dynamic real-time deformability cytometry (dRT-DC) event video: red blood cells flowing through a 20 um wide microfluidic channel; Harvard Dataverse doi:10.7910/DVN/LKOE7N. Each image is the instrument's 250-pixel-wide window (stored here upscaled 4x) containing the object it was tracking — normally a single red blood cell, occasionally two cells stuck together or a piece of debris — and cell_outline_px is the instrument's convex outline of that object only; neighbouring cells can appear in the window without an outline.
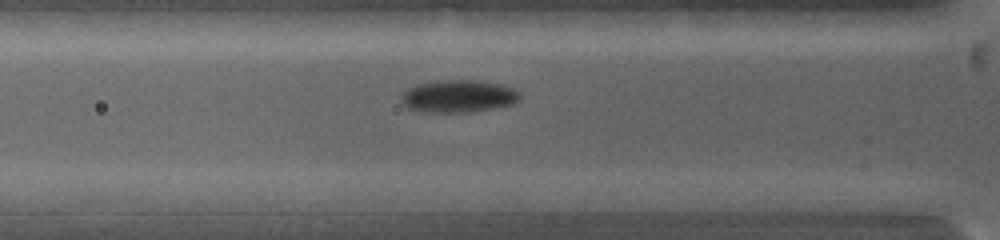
{"species": "common noctule bat (a hibernating species)", "species_latin": "Nyctalus noctula", "temperature_condition": "warm", "stored_images_in_passage": 43, "camera_frame_rate_fps": 5000, "um_per_image_px": 0.085, "animal": {"sex": "female", "body_mass_g": 19.0, "forearm_length_mm": 53.3}, "frame": {"image": 1, "passage_image": 13, "time_ms": 3.2, "image_size_px": [1000, 240], "cell_outline_px": [[520, 100], [516, 104], [468, 112], [420, 112], [404, 108], [400, 100], [400, 96], [408, 88], [416, 84], [440, 80], [472, 80], [504, 84], [520, 92]], "centroid_in_image_um": [38.94, 8.18], "position_along_channel_um": 86.9, "area_um2": 22.83}}
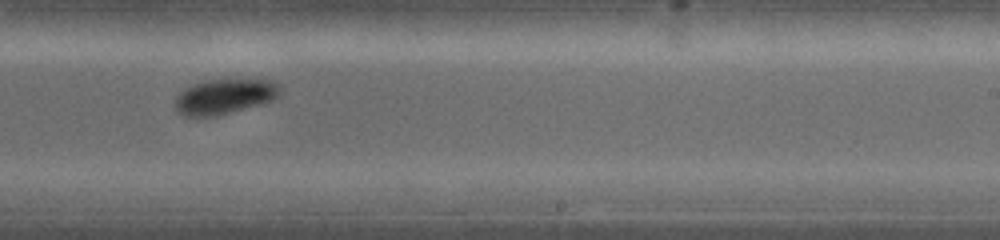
{"frame": {"image": 2, "passage_image": 25, "time_ms": 7.8, "image_size_px": [1000, 240], "cell_outline_px": [[284, 92], [276, 100], [264, 104], [216, 116], [184, 116], [172, 104], [172, 100], [184, 88], [192, 84], [204, 80], [272, 80]], "centroid_in_image_um": [19.1, 8.21], "position_along_channel_um": 269.9, "area_um2": 21.91}}
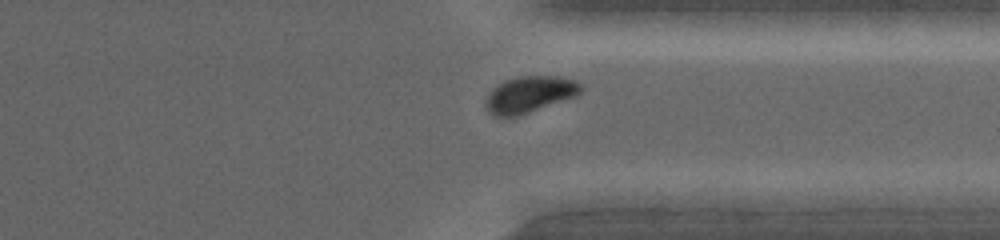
{"frame": {"image": 3, "passage_image": 38, "time_ms": 10.2, "image_size_px": [1000, 240], "cell_outline_px": [[584, 88], [576, 96], [516, 116], [492, 116], [484, 108], [484, 104], [488, 96], [500, 84], [508, 80], [520, 76], [560, 76], [576, 80]], "centroid_in_image_um": [45.04, 8.03], "position_along_channel_um": 366.4, "area_um2": 19.83}, "authors_computed_cell_mechanics": {"area_um2": 20.5768, "velocity_mm_per_s": 3.9978, "shape_relaxation_time_tau1_ms": 2.1531, "shape_relaxation_time_tau2_ms": null, "deformation_change_tau1": 0.0771, "deformation_change_tau2": null}}